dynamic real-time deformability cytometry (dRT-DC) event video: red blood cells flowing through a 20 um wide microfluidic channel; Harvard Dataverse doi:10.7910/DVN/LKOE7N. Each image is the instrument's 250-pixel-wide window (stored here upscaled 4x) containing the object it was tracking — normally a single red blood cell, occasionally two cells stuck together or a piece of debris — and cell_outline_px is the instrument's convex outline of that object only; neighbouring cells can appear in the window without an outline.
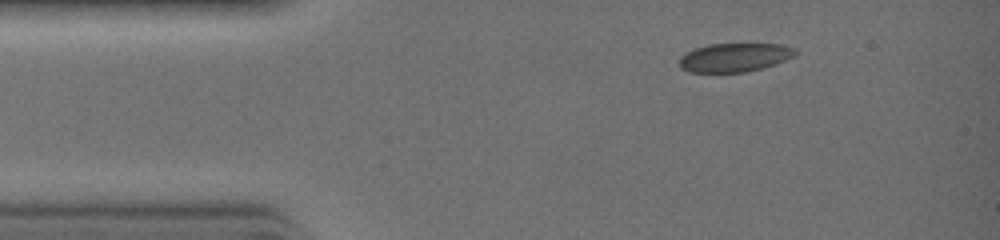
{"species": "common noctule bat (a hibernating species)", "species_latin": "Nyctalus noctula", "temperature_condition": "warm", "stored_images_in_passage": 27, "camera_frame_rate_fps": 3000, "um_per_image_px": 0.085, "animal": {"sex": "female", "body_mass_g": 19.0, "forearm_length_mm": 51.5}, "frame": {"image": 1, "passage_image": 1, "time_ms": 0.0, "image_size_px": [1000, 240], "cell_outline_px": [[796, 56], [776, 64], [744, 72], [688, 72], [680, 68], [680, 56], [696, 48], [708, 44], [780, 44], [796, 48]], "centroid_in_image_um": [62.46, 4.88], "position_along_channel_um": 22.5, "area_um2": 19.36}}
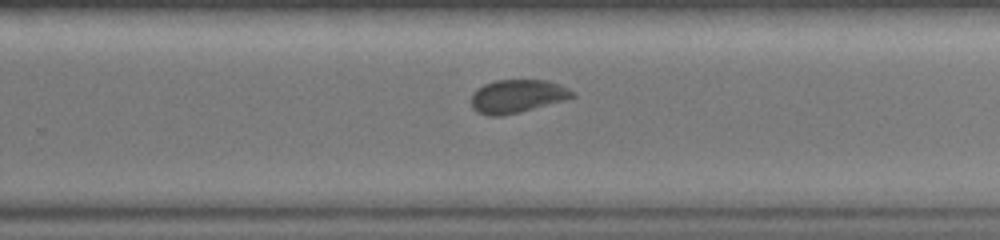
{"frame": {"image": 2, "passage_image": 17, "time_ms": 5.333, "image_size_px": [1000, 240], "cell_outline_px": [[576, 96], [564, 100], [520, 112], [500, 116], [492, 116], [476, 112], [472, 108], [472, 96], [484, 84], [496, 80], [548, 80], [560, 84], [576, 92]], "centroid_in_image_um": [44.01, 8.18], "position_along_channel_um": 285.8, "area_um2": 19.48}}
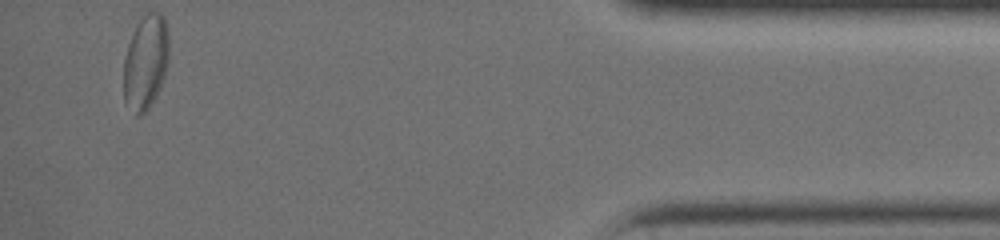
{"frame": {"image": 3, "passage_image": 27, "time_ms": 8.667, "image_size_px": [1000, 240], "cell_outline_px": [[168, 60], [164, 76], [156, 96], [148, 108], [140, 116], [136, 116], [124, 104], [124, 60], [128, 44], [140, 20], [148, 12], [160, 12], [164, 16], [168, 28]], "centroid_in_image_um": [12.38, 5.31], "position_along_channel_um": 422.8, "area_um2": 24.91}}